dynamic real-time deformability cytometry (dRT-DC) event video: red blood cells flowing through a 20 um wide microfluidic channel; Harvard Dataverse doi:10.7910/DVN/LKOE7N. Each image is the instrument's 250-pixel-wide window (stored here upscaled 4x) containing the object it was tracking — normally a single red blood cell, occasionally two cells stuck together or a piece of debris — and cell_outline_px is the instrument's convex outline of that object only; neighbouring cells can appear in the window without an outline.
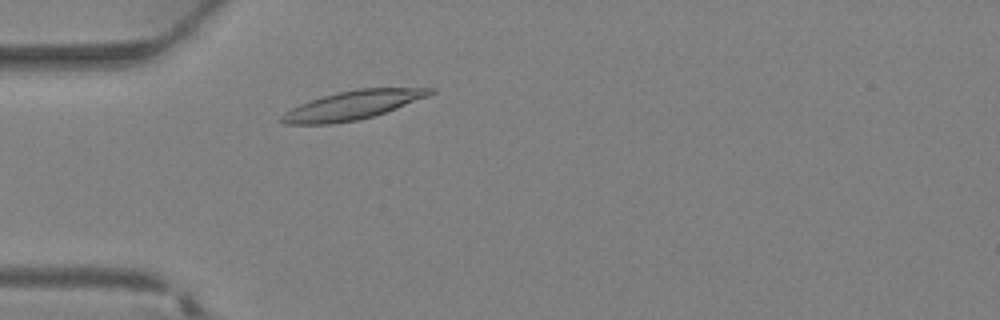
{"species": "Egyptian fruit bat (a non-hibernating species)", "species_latin": "Rousettus aegyptiacus", "temperature_condition": "warm", "stored_images_in_passage": 31, "camera_frame_rate_fps": 3000, "um_per_image_px": 0.085, "animal": {"sex": "female"}, "frame": {"image": 1, "passage_image": 5, "time_ms": 1.333, "image_size_px": [1000, 320], "cell_outline_px": [[436, 92], [428, 96], [396, 108], [372, 116], [356, 120], [332, 124], [284, 124], [280, 120], [280, 116], [284, 112], [300, 104], [324, 96], [340, 92], [360, 88], [436, 88]], "centroid_in_image_um": [29.97, 8.94], "position_along_channel_um": 55.0, "area_um2": 24.45}}
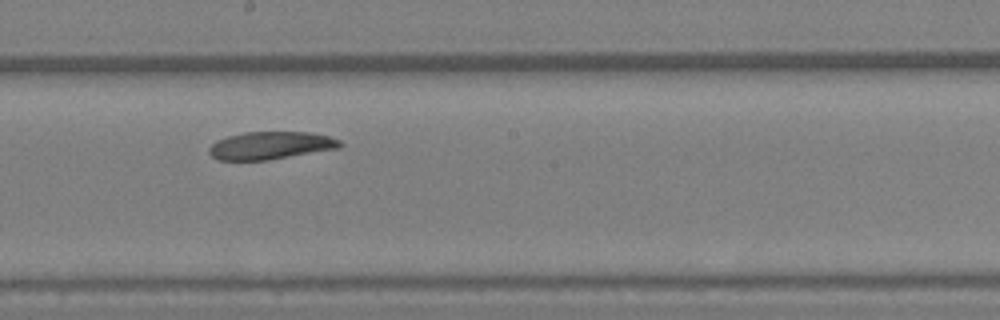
{"frame": {"image": 2, "passage_image": 15, "time_ms": 4.667, "image_size_px": [1000, 320], "cell_outline_px": [[344, 144], [340, 148], [268, 160], [216, 160], [208, 152], [208, 148], [216, 140], [228, 136], [244, 132], [308, 132], [328, 136], [340, 140]], "centroid_in_image_um": [22.99, 12.37], "position_along_channel_um": 225.2, "area_um2": 21.21}}
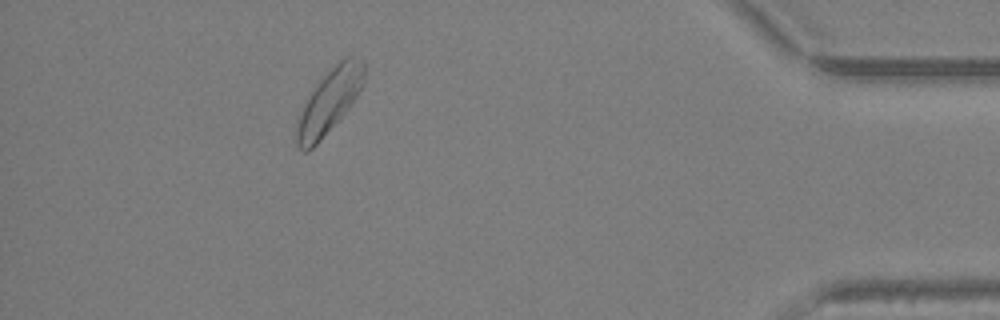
{"frame": {"image": 3, "passage_image": 28, "time_ms": 9.0, "image_size_px": [1000, 320], "cell_outline_px": [[364, 80], [352, 104], [320, 140], [308, 152], [304, 152], [296, 144], [296, 132], [300, 116], [304, 104], [312, 88], [340, 60], [348, 56], [352, 56], [364, 60]], "centroid_in_image_um": [27.99, 8.6], "position_along_channel_um": 407.2, "area_um2": 24.51}}